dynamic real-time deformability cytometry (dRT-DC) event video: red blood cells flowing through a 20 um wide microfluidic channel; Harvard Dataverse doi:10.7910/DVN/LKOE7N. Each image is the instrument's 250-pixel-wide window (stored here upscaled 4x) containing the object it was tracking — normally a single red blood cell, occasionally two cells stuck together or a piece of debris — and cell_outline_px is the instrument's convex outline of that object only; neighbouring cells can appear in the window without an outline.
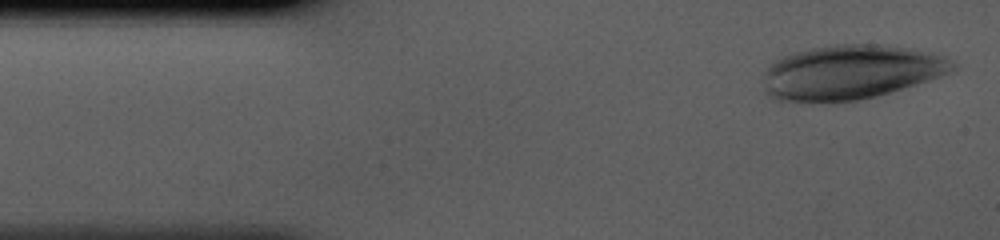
{"species": "human", "species_latin": "Homo sapiens", "temperature_condition": "cold", "stored_images_in_passage": 40, "camera_frame_rate_fps": 3000, "um_per_image_px": 0.085, "donor": {"sex": "male"}, "frame": {"image": 1, "passage_image": 1, "time_ms": 0.0, "image_size_px": [1000, 240], "cell_outline_px": [[956, 64], [948, 72], [940, 76], [916, 84], [876, 96], [856, 100], [772, 100], [764, 92], [764, 72], [768, 64], [792, 52], [832, 44], [880, 44], [916, 48], [944, 56], [952, 60]], "centroid_in_image_um": [72.29, 6.1], "position_along_channel_um": 12.7, "area_um2": 59.71}}
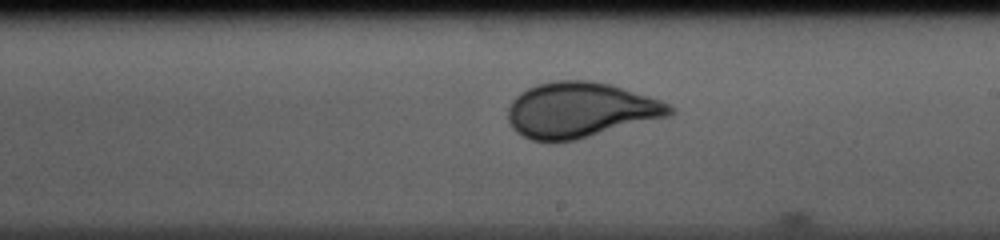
{"frame": {"image": 2, "passage_image": 22, "time_ms": 7.0, "image_size_px": [1000, 240], "cell_outline_px": [[676, 112], [672, 116], [576, 140], [532, 140], [516, 132], [512, 128], [508, 120], [508, 108], [512, 100], [520, 92], [536, 84], [556, 80], [592, 80], [612, 84], [672, 104], [676, 108]], "centroid_in_image_um": [49.39, 9.34], "position_along_channel_um": 239.6, "area_um2": 52.6}}
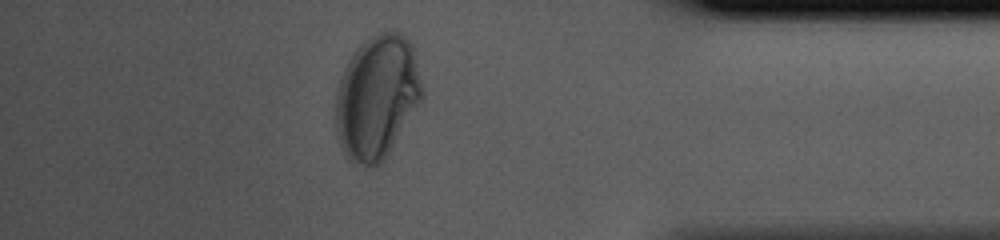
{"frame": {"image": 3, "passage_image": 35, "time_ms": 11.333, "image_size_px": [1000, 240], "cell_outline_px": [[424, 96], [388, 152], [380, 164], [376, 168], [372, 168], [348, 160], [344, 156], [340, 148], [336, 136], [336, 92], [340, 76], [348, 60], [356, 48], [364, 40], [372, 36], [392, 28], [400, 32], [412, 44], [424, 92]], "centroid_in_image_um": [32.02, 8.24], "position_along_channel_um": 403.2, "area_um2": 62.77}}